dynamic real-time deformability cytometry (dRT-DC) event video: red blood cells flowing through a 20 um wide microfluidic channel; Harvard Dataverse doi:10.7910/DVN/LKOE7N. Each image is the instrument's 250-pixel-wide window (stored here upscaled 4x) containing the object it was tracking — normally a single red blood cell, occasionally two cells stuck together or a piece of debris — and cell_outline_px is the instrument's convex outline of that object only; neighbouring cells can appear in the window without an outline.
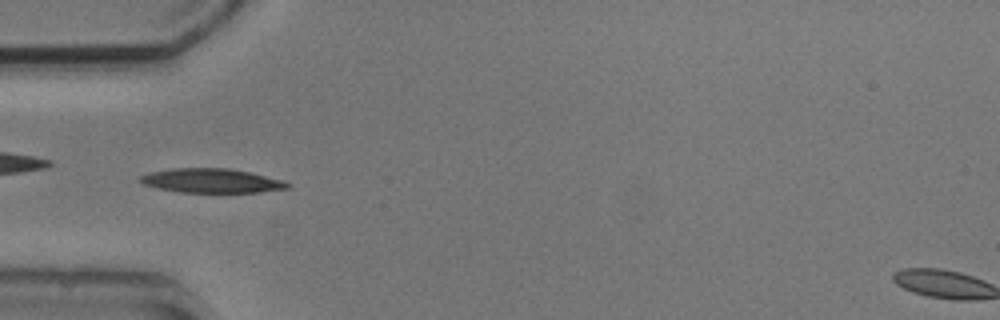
{"species": "common noctule bat (a hibernating species)", "species_latin": "Nyctalus noctula", "temperature_condition": "cold", "stored_images_in_passage": 5, "camera_frame_rate_fps": 3000, "um_per_image_px": 0.085, "animal": {"sex": "male", "body_mass_g": 20.5, "forearm_length_mm": 52.5}, "frame": {"image": 1, "passage_image": 3, "time_ms": 2.333, "image_size_px": [1000, 320], "cell_outline_px": [[292, 184], [288, 188], [260, 192], [180, 192], [156, 188], [144, 184], [136, 180], [140, 176], [148, 172], [172, 168], [228, 168], [248, 172], [284, 180]], "centroid_in_image_um": [17.94, 15.36], "position_along_channel_um": 67.1, "area_um2": 20.87}}